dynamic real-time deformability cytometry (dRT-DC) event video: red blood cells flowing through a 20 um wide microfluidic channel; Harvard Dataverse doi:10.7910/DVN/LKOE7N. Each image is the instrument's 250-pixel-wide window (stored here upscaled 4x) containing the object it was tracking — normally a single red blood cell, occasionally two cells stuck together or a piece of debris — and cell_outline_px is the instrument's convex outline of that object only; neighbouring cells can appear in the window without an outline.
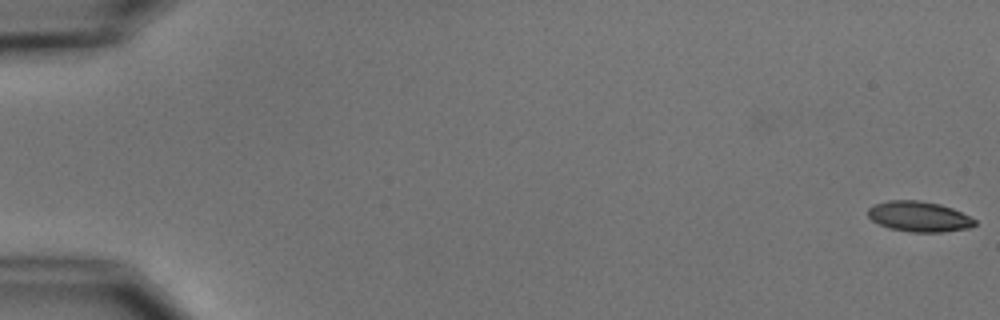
{"species": "common noctule bat (a hibernating species)", "species_latin": "Nyctalus noctula", "temperature_condition": "cold", "stored_images_in_passage": 2, "camera_frame_rate_fps": 3000, "um_per_image_px": 0.085, "animal": {"sex": "male", "body_mass_g": 15.6}, "frame": {"image": 1, "passage_image": 2, "time_ms": 1.0, "image_size_px": [1000, 320], "cell_outline_px": [[976, 224], [968, 228], [944, 232], [912, 232], [888, 228], [872, 220], [868, 216], [868, 208], [872, 204], [888, 200], [920, 200], [940, 204], [952, 208], [976, 220]], "centroid_in_image_um": [78.09, 18.4], "position_along_channel_um": 6.9, "area_um2": 18.96}}